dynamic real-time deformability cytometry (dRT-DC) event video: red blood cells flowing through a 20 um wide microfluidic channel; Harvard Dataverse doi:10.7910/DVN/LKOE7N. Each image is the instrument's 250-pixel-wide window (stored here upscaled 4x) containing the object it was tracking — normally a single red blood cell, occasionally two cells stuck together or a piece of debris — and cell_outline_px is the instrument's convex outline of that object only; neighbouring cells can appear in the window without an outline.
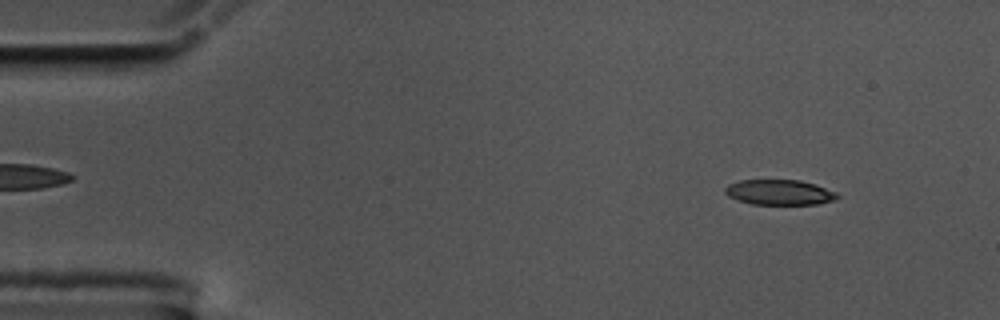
{"species": "common noctule bat (a hibernating species)", "species_latin": "Nyctalus noctula", "temperature_condition": "cold", "stored_images_in_passage": 56, "camera_frame_rate_fps": 3000, "um_per_image_px": 0.085, "animal": {"sex": "male", "body_mass_g": 17.5, "forearm_length_mm": 52.3}, "frame": {"image": 1, "passage_image": 6, "time_ms": 1.667, "image_size_px": [1000, 320], "cell_outline_px": [[840, 196], [836, 200], [816, 204], [752, 204], [728, 196], [724, 192], [724, 188], [728, 184], [740, 180], [800, 180], [836, 192]], "centroid_in_image_um": [66.24, 16.34], "position_along_channel_um": 18.8, "area_um2": 16.36}}
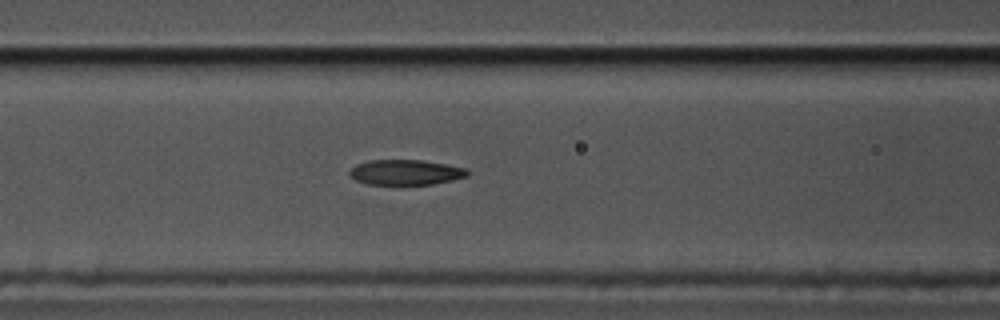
{"frame": {"image": 2, "passage_image": 23, "time_ms": 7.333, "image_size_px": [1000, 320], "cell_outline_px": [[468, 176], [452, 180], [432, 184], [364, 184], [348, 176], [348, 172], [356, 164], [368, 160], [420, 160], [468, 168]], "centroid_in_image_um": [34.44, 14.64], "position_along_channel_um": 132.2, "area_um2": 17.34}}
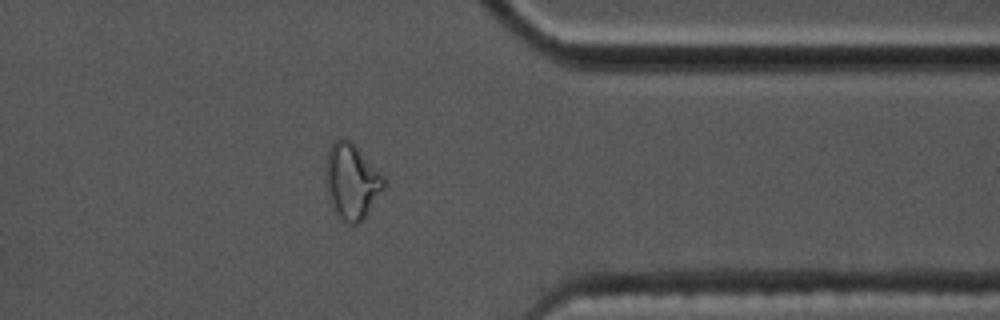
{"frame": {"image": 3, "passage_image": 45, "time_ms": 14.667, "image_size_px": [1000, 320], "cell_outline_px": [[388, 184], [360, 224], [348, 224], [340, 220], [328, 196], [328, 152], [332, 144], [336, 140], [344, 136], [352, 140], [356, 144], [384, 176]], "centroid_in_image_um": [29.97, 15.42], "position_along_channel_um": 381.4, "area_um2": 25.55}, "authors_computed_cell_mechanics": {"area_um2": 18.207, "velocity_mm_per_s": 3.5398, "shape_relaxation_time_tau1_ms": null, "shape_relaxation_time_tau2_ms": 3.8121, "deformation_change_tau1": null, "deformation_change_tau2": 0.0999}}